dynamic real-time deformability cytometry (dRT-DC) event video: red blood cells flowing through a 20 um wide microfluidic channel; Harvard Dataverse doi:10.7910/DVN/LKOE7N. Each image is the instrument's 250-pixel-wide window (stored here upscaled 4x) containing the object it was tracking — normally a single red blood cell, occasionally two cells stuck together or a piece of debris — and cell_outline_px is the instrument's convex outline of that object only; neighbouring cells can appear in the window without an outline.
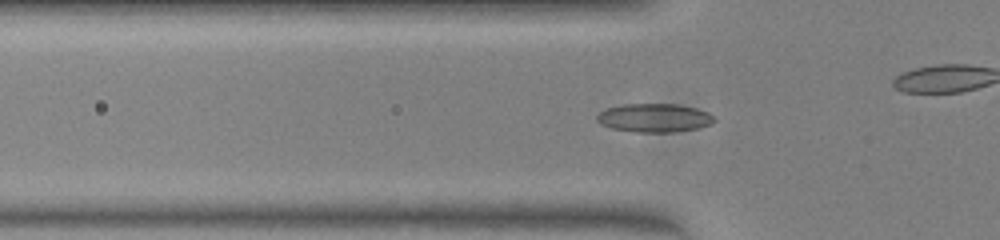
{"species": "common noctule bat (a hibernating species)", "species_latin": "Nyctalus noctula", "temperature_condition": "warm", "stored_images_in_passage": 52, "camera_frame_rate_fps": 3000, "um_per_image_px": 0.085, "animal": {"sex": "female", "body_mass_g": 23.0, "forearm_length_mm": 53.4}, "frame": {"image": 1, "passage_image": 17, "time_ms": 5.333, "image_size_px": [1000, 240], "cell_outline_px": [[716, 120], [712, 124], [696, 128], [672, 132], [636, 132], [612, 128], [600, 124], [596, 120], [596, 116], [604, 108], [624, 104], [676, 104], [696, 108], [708, 112], [716, 116]], "centroid_in_image_um": [55.62, 10.01], "position_along_channel_um": 70.2, "area_um2": 19.65}}
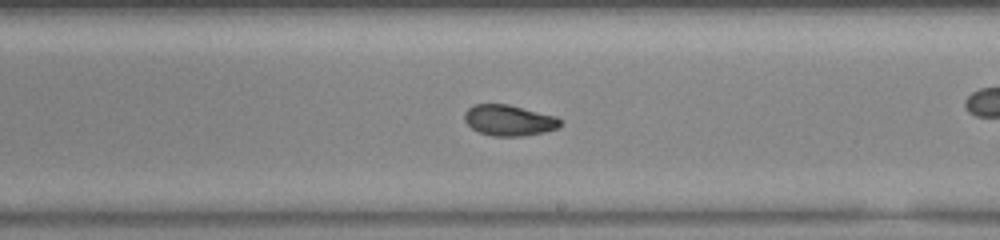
{"frame": {"image": 2, "passage_image": 30, "time_ms": 9.667, "image_size_px": [1000, 240], "cell_outline_px": [[560, 124], [556, 128], [544, 132], [524, 136], [492, 136], [480, 132], [472, 128], [464, 120], [464, 112], [472, 104], [508, 104], [556, 116], [560, 120]], "centroid_in_image_um": [43.23, 10.22], "position_along_channel_um": 245.8, "area_um2": 17.17}}
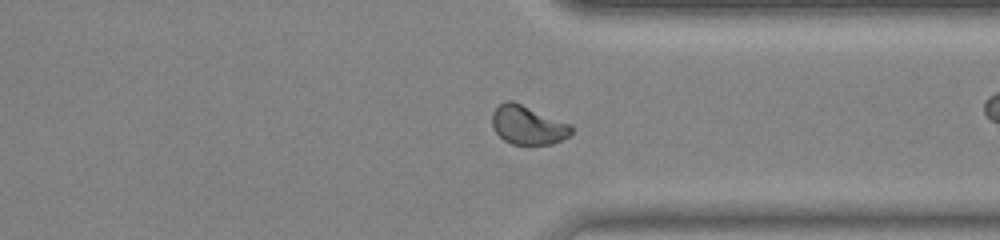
{"frame": {"image": 3, "passage_image": 39, "time_ms": 12.667, "image_size_px": [1000, 240], "cell_outline_px": [[572, 132], [568, 136], [552, 144], [512, 144], [504, 140], [496, 132], [492, 124], [492, 112], [504, 100], [512, 100], [572, 124]], "centroid_in_image_um": [44.87, 10.61], "position_along_channel_um": 366.5, "area_um2": 17.92}, "authors_computed_cell_mechanics": {"area_um2": 17.5712, "velocity_mm_per_s": 4.0404, "shape_relaxation_time_tau1_ms": null, "shape_relaxation_time_tau2_ms": 1.2126, "deformation_change_tau1": null, "deformation_change_tau2": 0.0402}}